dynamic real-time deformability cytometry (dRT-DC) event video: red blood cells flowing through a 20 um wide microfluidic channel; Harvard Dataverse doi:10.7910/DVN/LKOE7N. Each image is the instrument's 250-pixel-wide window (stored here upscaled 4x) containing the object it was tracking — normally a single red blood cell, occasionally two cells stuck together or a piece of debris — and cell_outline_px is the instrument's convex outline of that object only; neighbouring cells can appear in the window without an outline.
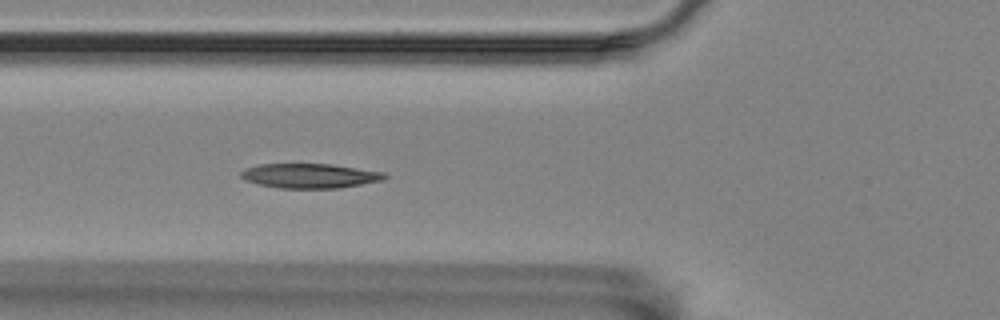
{"species": "Egyptian fruit bat (a non-hibernating species)", "species_latin": "Rousettus aegyptiacus", "temperature_condition": "room temperature", "stored_images_in_passage": 40, "camera_frame_rate_fps": 3000, "um_per_image_px": 0.085, "animal": {"sex": "female"}, "frame": {"image": 1, "passage_image": 3, "time_ms": 0.667, "image_size_px": [1000, 320], "cell_outline_px": [[388, 176], [384, 180], [340, 188], [280, 188], [256, 184], [244, 180], [240, 176], [240, 172], [244, 168], [260, 164], [332, 164], [384, 172]], "centroid_in_image_um": [26.31, 14.94], "position_along_channel_um": 99.5, "area_um2": 20.75}}
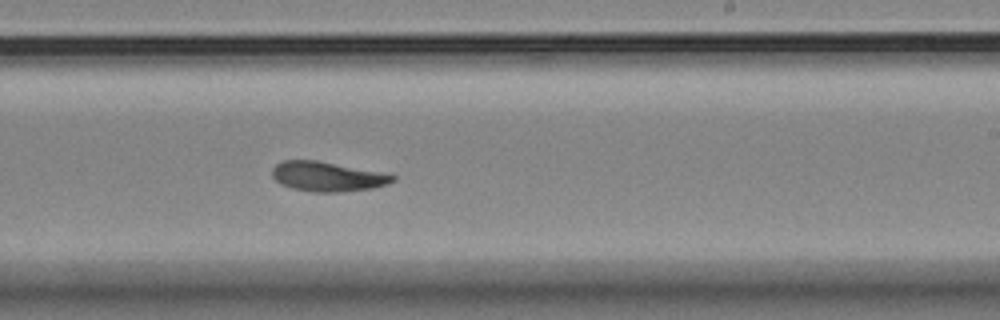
{"frame": {"image": 2, "passage_image": 17, "time_ms": 5.333, "image_size_px": [1000, 320], "cell_outline_px": [[396, 180], [388, 184], [372, 188], [340, 192], [312, 192], [292, 188], [280, 184], [272, 176], [272, 168], [276, 164], [284, 160], [316, 160], [396, 176]], "centroid_in_image_um": [27.77, 15.02], "position_along_channel_um": 261.2, "area_um2": 20.52}}
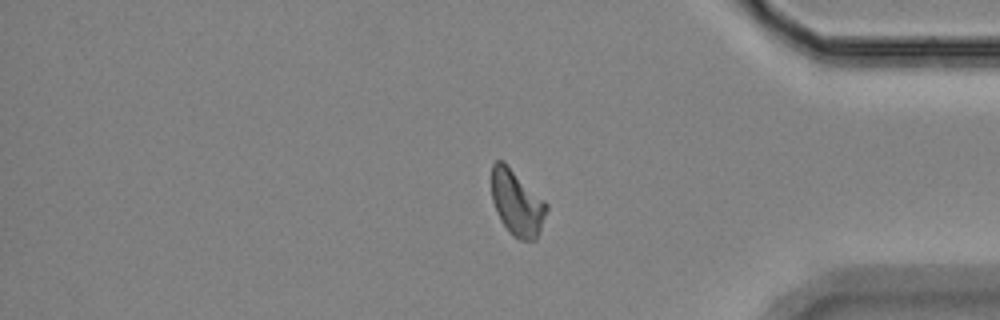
{"frame": {"image": 3, "passage_image": 30, "time_ms": 9.667, "image_size_px": [1000, 320], "cell_outline_px": [[548, 208], [540, 232], [536, 240], [520, 240], [512, 236], [508, 232], [500, 220], [492, 200], [492, 164], [496, 160], [504, 160], [548, 204]], "centroid_in_image_um": [43.94, 17.25], "position_along_channel_um": 391.3, "area_um2": 21.21}}